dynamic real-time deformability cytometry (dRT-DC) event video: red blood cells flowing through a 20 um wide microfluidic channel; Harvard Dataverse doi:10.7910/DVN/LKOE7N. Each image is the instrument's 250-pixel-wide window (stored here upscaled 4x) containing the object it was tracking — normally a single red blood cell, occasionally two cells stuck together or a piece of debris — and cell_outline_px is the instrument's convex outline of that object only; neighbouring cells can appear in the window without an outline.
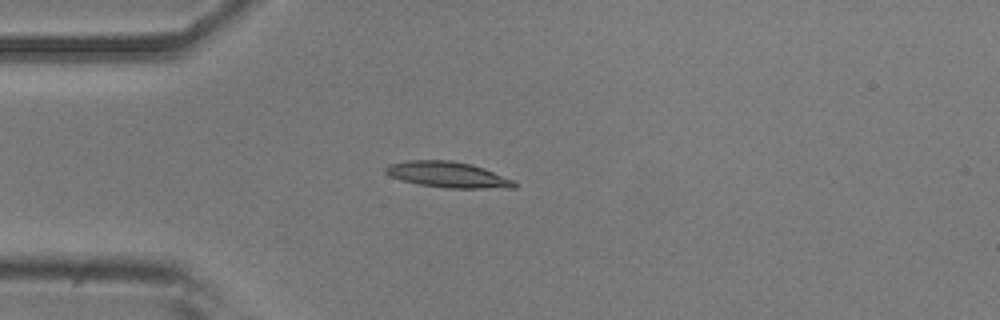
{"species": "common noctule bat (a hibernating species)", "species_latin": "Nyctalus noctula", "temperature_condition": "room temperature", "stored_images_in_passage": 7, "camera_frame_rate_fps": 3000, "um_per_image_px": 0.085, "animal": {"sex": "male", "body_mass_g": 20.5, "forearm_length_mm": 52.5}, "frame": {"image": 1, "passage_image": 4, "time_ms": 4.333, "image_size_px": [1000, 320], "cell_outline_px": [[520, 184], [516, 188], [448, 188], [420, 184], [404, 180], [392, 176], [384, 172], [384, 168], [388, 164], [408, 160], [452, 160], [472, 164], [484, 168], [516, 180]], "centroid_in_image_um": [38.15, 14.84], "position_along_channel_um": 46.8, "area_um2": 19.54}}
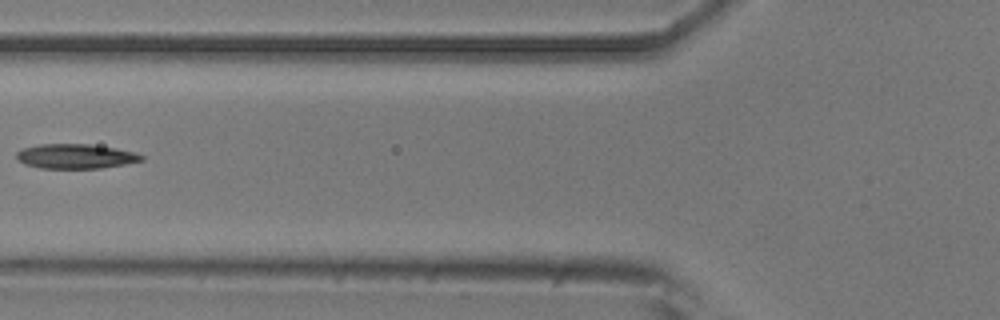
{"frame": {"image": 2, "passage_image": 6, "time_ms": 6.667, "image_size_px": [1000, 320], "cell_outline_px": [[144, 160], [124, 164], [100, 168], [40, 168], [24, 164], [16, 156], [16, 152], [24, 148], [40, 144], [88, 144], [116, 148], [136, 152], [144, 156]], "centroid_in_image_um": [6.45, 13.28], "position_along_channel_um": 119.4, "area_um2": 17.86}}
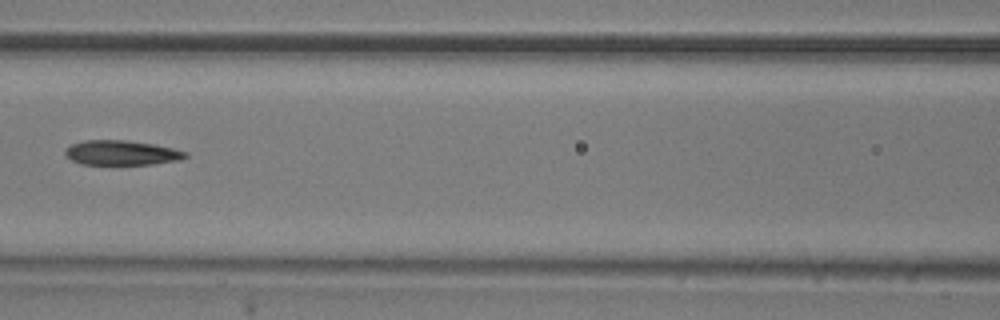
{"frame": {"image": 3, "passage_image": 7, "time_ms": 7.667, "image_size_px": [1000, 320], "cell_outline_px": [[188, 156], [180, 160], [152, 164], [80, 164], [72, 160], [64, 152], [64, 148], [72, 144], [84, 140], [124, 140], [152, 144], [172, 148], [188, 152]], "centroid_in_image_um": [10.32, 12.98], "position_along_channel_um": 156.3, "area_um2": 17.22}}